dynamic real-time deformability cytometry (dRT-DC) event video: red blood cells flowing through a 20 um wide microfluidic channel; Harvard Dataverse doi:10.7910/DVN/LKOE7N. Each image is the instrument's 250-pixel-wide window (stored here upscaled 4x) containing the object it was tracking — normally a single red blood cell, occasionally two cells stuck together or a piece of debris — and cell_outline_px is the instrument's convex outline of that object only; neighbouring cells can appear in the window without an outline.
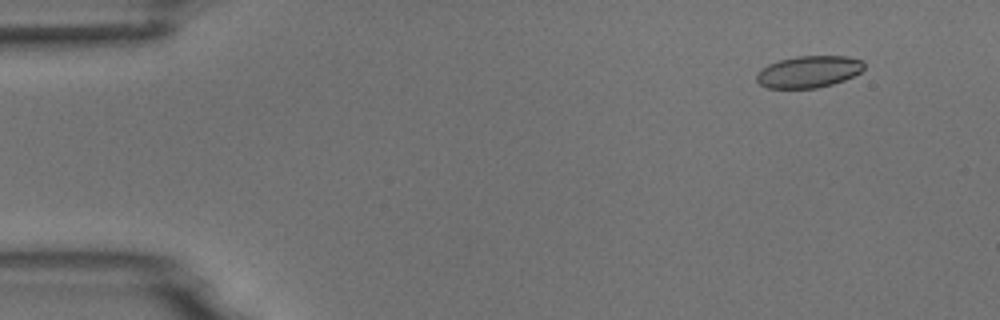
{"species": "common noctule bat (a hibernating species)", "species_latin": "Nyctalus noctula", "temperature_condition": "room temperature", "stored_images_in_passage": 5, "camera_frame_rate_fps": 3000, "um_per_image_px": 0.085, "animal": {"sex": "male", "body_mass_g": 18.8}, "frame": {"image": 1, "passage_image": 2, "time_ms": 0.333, "image_size_px": [1000, 320], "cell_outline_px": [[864, 68], [860, 72], [844, 80], [832, 84], [816, 88], [768, 88], [760, 84], [756, 80], [756, 72], [768, 64], [780, 60], [796, 56], [848, 56], [864, 60]], "centroid_in_image_um": [68.74, 6.09], "position_along_channel_um": 16.3, "area_um2": 20.0}}
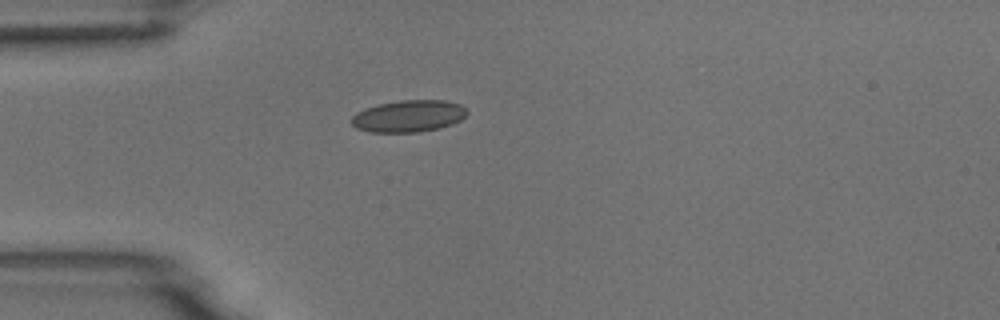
{"frame": {"image": 2, "passage_image": 5, "time_ms": 1.333, "image_size_px": [1000, 320], "cell_outline_px": [[468, 112], [460, 120], [452, 124], [440, 128], [420, 132], [368, 132], [356, 128], [352, 124], [352, 116], [356, 112], [364, 108], [380, 104], [400, 100], [444, 100], [460, 104]], "centroid_in_image_um": [34.71, 9.87], "position_along_channel_um": 50.3, "area_um2": 21.5}}